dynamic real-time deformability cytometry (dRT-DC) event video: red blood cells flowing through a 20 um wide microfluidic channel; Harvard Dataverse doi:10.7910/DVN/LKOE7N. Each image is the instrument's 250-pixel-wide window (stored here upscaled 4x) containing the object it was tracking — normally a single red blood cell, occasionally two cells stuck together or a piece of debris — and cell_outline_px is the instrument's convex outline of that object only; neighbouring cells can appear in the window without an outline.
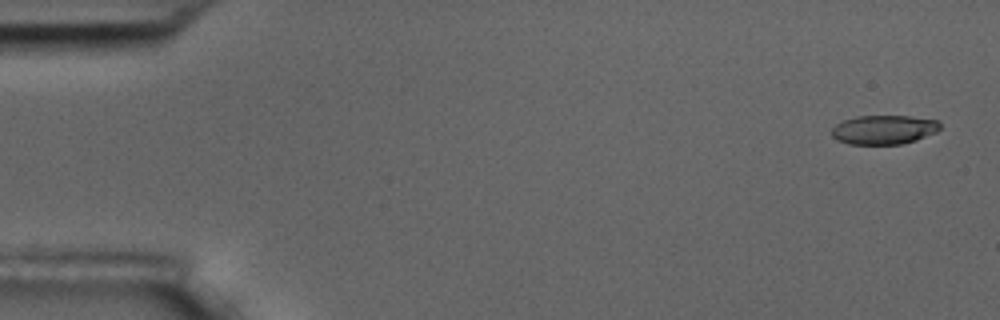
{"species": "common noctule bat (a hibernating species)", "species_latin": "Nyctalus noctula", "temperature_condition": "room temperature", "stored_images_in_passage": 5, "camera_frame_rate_fps": 3000, "um_per_image_px": 0.085, "animal": {"sex": "male", "body_mass_g": 17.5, "forearm_length_mm": 52.3}, "frame": {"image": 1, "passage_image": 1, "time_ms": 0.0, "image_size_px": [1000, 320], "cell_outline_px": [[940, 128], [936, 132], [916, 140], [900, 144], [848, 144], [836, 140], [832, 136], [832, 128], [836, 124], [844, 120], [856, 116], [908, 116], [940, 120]], "centroid_in_image_um": [75.12, 11.02], "position_along_channel_um": 9.9, "area_um2": 18.44}}
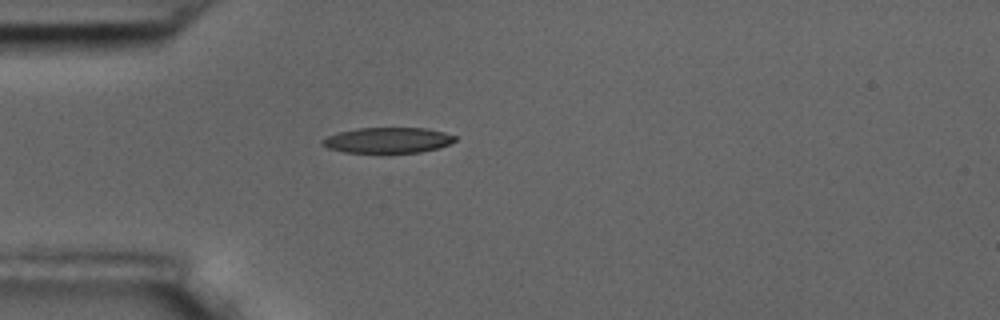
{"frame": {"image": 2, "passage_image": 5, "time_ms": 4.667, "image_size_px": [1000, 320], "cell_outline_px": [[456, 140], [440, 148], [420, 152], [344, 152], [328, 148], [320, 144], [320, 140], [336, 132], [356, 128], [428, 128], [444, 132], [456, 136]], "centroid_in_image_um": [32.94, 11.91], "position_along_channel_um": 52.1, "area_um2": 19.83}}